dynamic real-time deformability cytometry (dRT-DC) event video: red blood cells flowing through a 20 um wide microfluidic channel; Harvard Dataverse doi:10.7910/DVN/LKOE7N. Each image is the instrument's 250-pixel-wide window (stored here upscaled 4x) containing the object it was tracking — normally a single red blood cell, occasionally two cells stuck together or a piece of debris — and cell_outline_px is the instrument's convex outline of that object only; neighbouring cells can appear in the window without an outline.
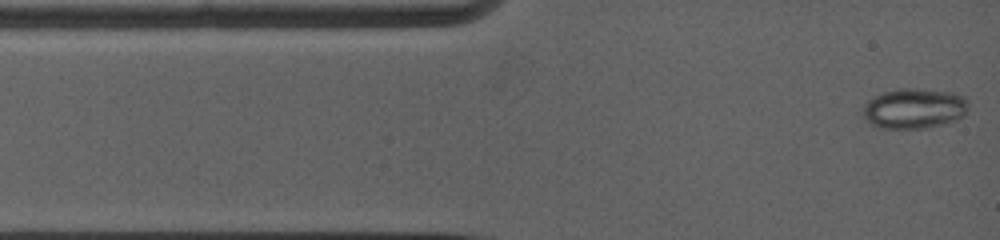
{"species": "common noctule bat (a hibernating species)", "species_latin": "Nyctalus noctula", "temperature_condition": "warm", "stored_images_in_passage": 57, "camera_frame_rate_fps": 5000, "um_per_image_px": 0.085, "animal": {"sex": "female", "body_mass_g": 19.0, "forearm_length_mm": 53.3}, "frame": {"image": 1, "passage_image": 1, "time_ms": 0.0, "image_size_px": [1000, 240], "cell_outline_px": [[968, 104], [964, 112], [960, 116], [948, 120], [916, 128], [884, 128], [868, 120], [860, 112], [864, 104], [868, 100], [876, 96], [888, 92], [936, 92], [960, 96]], "centroid_in_image_um": [77.57, 9.27], "position_along_channel_um": 7.4, "area_um2": 22.08}}
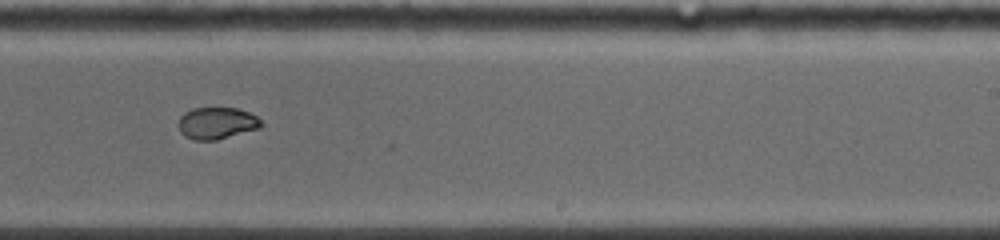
{"frame": {"image": 2, "passage_image": 30, "time_ms": 8.0, "image_size_px": [1000, 240], "cell_outline_px": [[264, 124], [260, 128], [216, 140], [192, 140], [184, 136], [180, 132], [176, 124], [180, 116], [184, 112], [192, 108], [236, 108], [248, 112], [256, 116]], "centroid_in_image_um": [18.38, 10.47], "position_along_channel_um": 270.6, "area_um2": 15.55}}
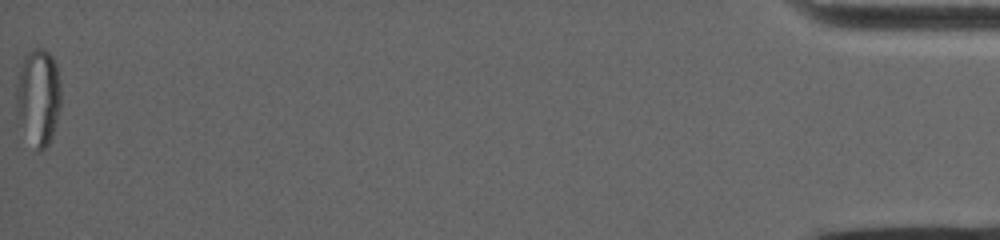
{"frame": {"image": 3, "passage_image": 57, "time_ms": 16.4, "image_size_px": [1000, 240], "cell_outline_px": [[60, 104], [52, 136], [48, 144], [40, 152], [36, 152], [16, 108], [16, 88], [20, 68], [24, 56], [32, 48], [44, 48], [52, 56], [56, 64], [60, 84]], "centroid_in_image_um": [3.27, 8.18], "position_along_channel_um": 431.9, "area_um2": 24.62}, "authors_computed_cell_mechanics": {"area_um2": 19.1896, "velocity_mm_per_s": 3.895, "shape_relaxation_time_tau1_ms": null, "shape_relaxation_time_tau2_ms": 0.9052, "deformation_change_tau1": null, "deformation_change_tau2": 0.0387}}